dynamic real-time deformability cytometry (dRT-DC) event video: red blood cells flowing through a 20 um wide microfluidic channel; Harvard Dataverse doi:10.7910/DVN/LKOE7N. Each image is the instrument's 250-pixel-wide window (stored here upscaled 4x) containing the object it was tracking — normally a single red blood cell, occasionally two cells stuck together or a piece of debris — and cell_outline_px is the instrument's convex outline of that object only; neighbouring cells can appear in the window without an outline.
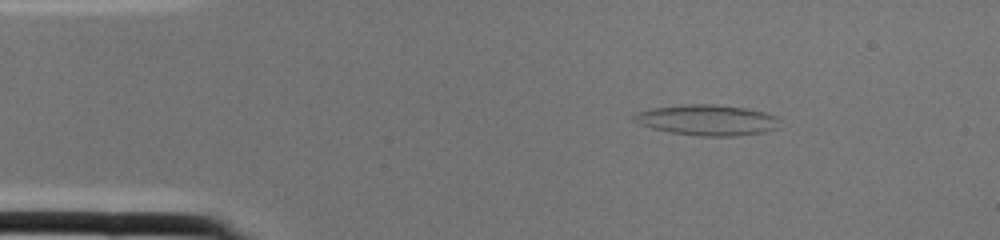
{"species": "common noctule bat (a hibernating species)", "species_latin": "Nyctalus noctula", "temperature_condition": "cold", "stored_images_in_passage": 1, "camera_frame_rate_fps": 3000, "um_per_image_px": 0.085, "animal": {"sex": "female", "body_mass_g": 22.0, "forearm_length_mm": 56.7}, "frame": {"image": 1, "passage_image": 1, "time_ms": 0.0, "image_size_px": [1000, 240], "cell_outline_px": [[780, 120], [776, 128], [764, 132], [736, 136], [700, 136], [668, 132], [652, 128], [640, 124], [632, 120], [632, 116], [636, 112], [652, 108], [688, 104], [716, 104], [744, 108], [764, 112], [776, 116]], "centroid_in_image_um": [60.09, 10.2], "position_along_channel_um": 24.9, "area_um2": 26.07}}